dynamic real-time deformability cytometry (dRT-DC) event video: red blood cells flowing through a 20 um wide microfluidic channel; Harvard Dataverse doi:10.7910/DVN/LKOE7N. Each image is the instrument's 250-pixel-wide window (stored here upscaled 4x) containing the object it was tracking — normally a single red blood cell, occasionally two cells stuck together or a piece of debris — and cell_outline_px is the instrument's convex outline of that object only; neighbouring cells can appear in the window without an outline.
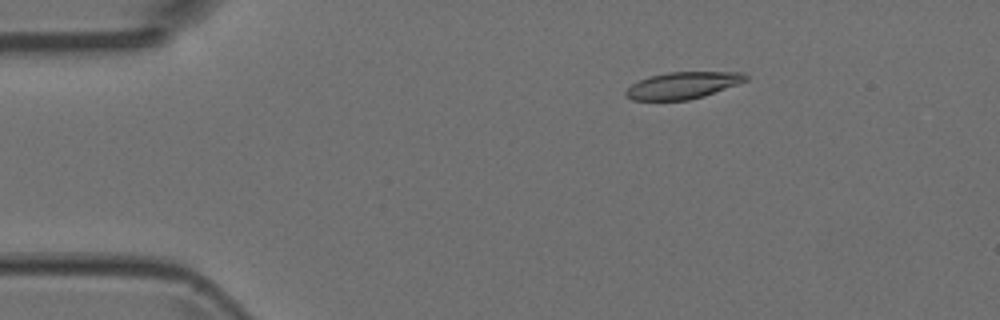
{"species": "Egyptian fruit bat (a non-hibernating species)", "species_latin": "Rousettus aegyptiacus", "temperature_condition": "room temperature", "stored_images_in_passage": 5, "camera_frame_rate_fps": 3000, "um_per_image_px": 0.085, "animal": {"sex": "female"}, "frame": {"image": 1, "passage_image": 3, "time_ms": 0.667, "image_size_px": [1000, 320], "cell_outline_px": [[748, 80], [704, 96], [688, 100], [632, 100], [624, 96], [624, 92], [632, 84], [640, 80], [652, 76], [668, 72], [744, 72], [748, 76]], "centroid_in_image_um": [58.04, 7.26], "position_along_channel_um": 27.0, "area_um2": 18.61}}
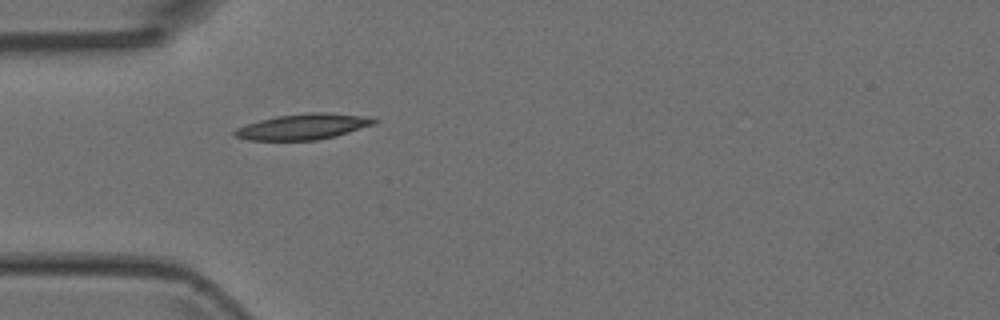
{"frame": {"image": 2, "passage_image": 5, "time_ms": 1.333, "image_size_px": [1000, 320], "cell_outline_px": [[376, 120], [372, 124], [336, 136], [316, 140], [248, 140], [236, 136], [232, 132], [236, 128], [260, 120], [276, 116], [308, 112], [324, 112], [360, 116]], "centroid_in_image_um": [25.68, 10.77], "position_along_channel_um": 59.3, "area_um2": 20.4}}